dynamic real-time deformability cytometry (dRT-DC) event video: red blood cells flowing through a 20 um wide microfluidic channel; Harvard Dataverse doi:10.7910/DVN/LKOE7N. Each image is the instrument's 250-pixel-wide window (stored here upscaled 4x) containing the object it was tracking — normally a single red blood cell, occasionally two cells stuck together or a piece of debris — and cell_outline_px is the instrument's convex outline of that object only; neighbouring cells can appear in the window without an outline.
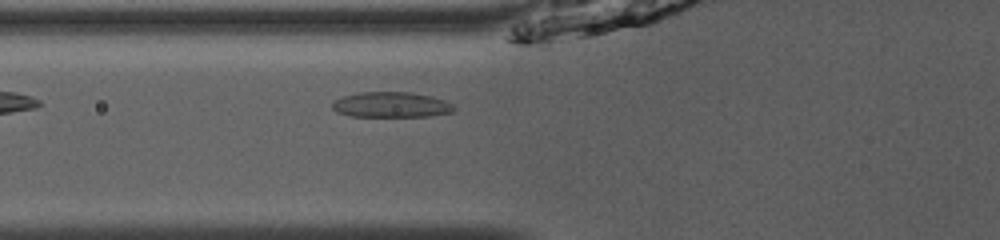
{"species": "common noctule bat (a hibernating species)", "species_latin": "Nyctalus noctula", "temperature_condition": "room temperature", "stored_images_in_passage": 37, "camera_frame_rate_fps": 3000, "um_per_image_px": 0.085, "animal": {"sex": "male", "body_mass_g": 13.0, "forearm_length_mm": 53.1}, "frame": {"image": 1, "passage_image": 5, "time_ms": 1.333, "image_size_px": [1000, 240], "cell_outline_px": [[456, 108], [452, 112], [432, 116], [352, 116], [336, 112], [332, 108], [332, 100], [344, 96], [360, 92], [412, 92], [432, 96], [444, 100], [452, 104]], "centroid_in_image_um": [33.25, 8.9], "position_along_channel_um": 92.5, "area_um2": 18.09}}
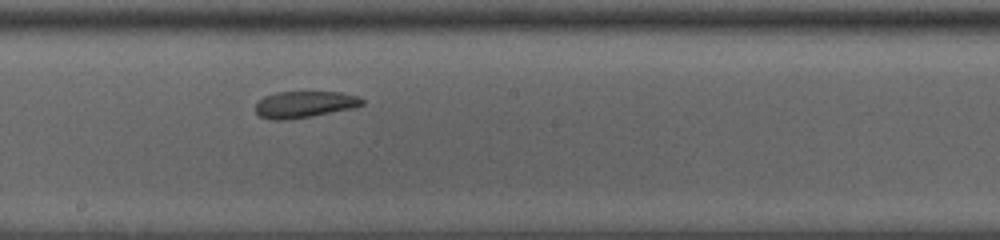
{"frame": {"image": 2, "passage_image": 15, "time_ms": 4.667, "image_size_px": [1000, 240], "cell_outline_px": [[364, 104], [352, 108], [312, 116], [284, 120], [272, 120], [260, 116], [256, 112], [256, 104], [264, 96], [276, 92], [340, 92], [356, 96], [364, 100]], "centroid_in_image_um": [25.86, 8.87], "position_along_channel_um": 222.3, "area_um2": 16.36}}
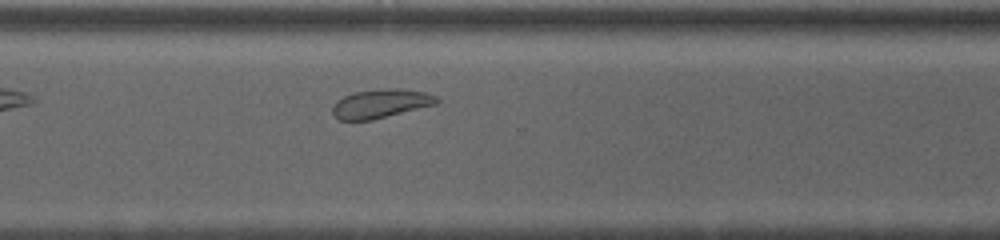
{"frame": {"image": 3, "passage_image": 24, "time_ms": 7.667, "image_size_px": [1000, 240], "cell_outline_px": [[440, 100], [436, 104], [372, 120], [340, 120], [332, 112], [332, 108], [336, 100], [352, 92], [384, 88], [400, 88], [424, 92], [440, 96]], "centroid_in_image_um": [32.38, 8.79], "position_along_channel_um": 338.2, "area_um2": 17.63}, "authors_computed_cell_mechanics": {"area_um2": 17.6868, "velocity_mm_per_s": 3.8782, "shape_relaxation_time_tau1_ms": null, "shape_relaxation_time_tau2_ms": 2.0465, "deformation_change_tau1": null, "deformation_change_tau2": 0.0486}}